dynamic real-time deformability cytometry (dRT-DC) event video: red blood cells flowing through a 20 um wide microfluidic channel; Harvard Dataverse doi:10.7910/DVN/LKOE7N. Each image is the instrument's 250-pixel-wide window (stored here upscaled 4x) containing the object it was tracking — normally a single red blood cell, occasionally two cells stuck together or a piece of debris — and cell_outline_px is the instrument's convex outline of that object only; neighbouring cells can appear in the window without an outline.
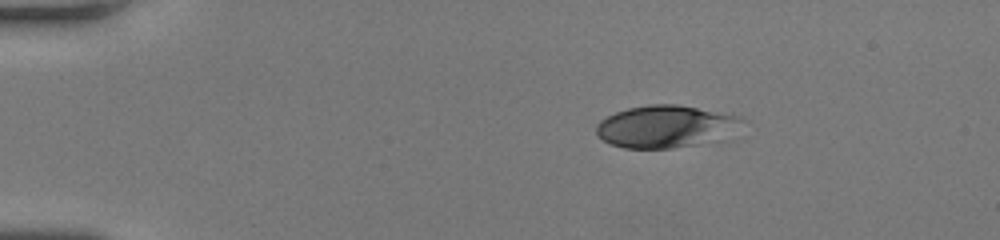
{"species": "human", "species_latin": "Homo sapiens", "temperature_condition": "room temperature", "stored_images_in_passage": 41, "camera_frame_rate_fps": 3000, "um_per_image_px": 0.085, "donor": {"sex": "female"}, "frame": {"image": 1, "passage_image": 1, "time_ms": 0.0, "image_size_px": [1000, 240], "cell_outline_px": [[740, 120], [720, 140], [672, 148], [624, 148], [608, 144], [596, 132], [596, 124], [600, 120], [616, 112], [628, 108], [648, 104], [676, 104], [740, 116]], "centroid_in_image_um": [56.46, 10.75], "position_along_channel_um": 28.5, "area_um2": 35.2}}
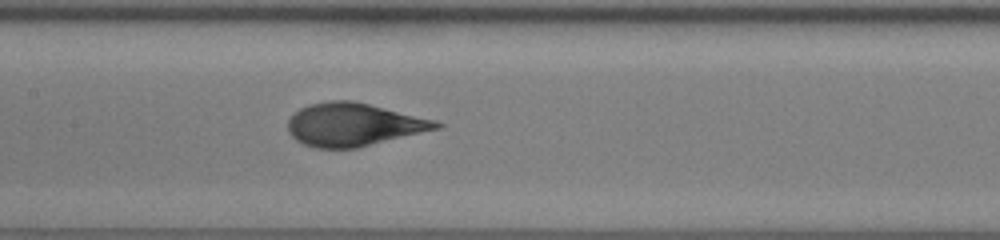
{"frame": {"image": 2, "passage_image": 17, "time_ms": 5.333, "image_size_px": [1000, 240], "cell_outline_px": [[444, 124], [440, 128], [356, 148], [316, 148], [304, 144], [296, 140], [288, 132], [288, 120], [300, 108], [308, 104], [332, 100], [352, 100], [436, 120]], "centroid_in_image_um": [30.04, 10.59], "position_along_channel_um": 177.4, "area_um2": 36.93}}
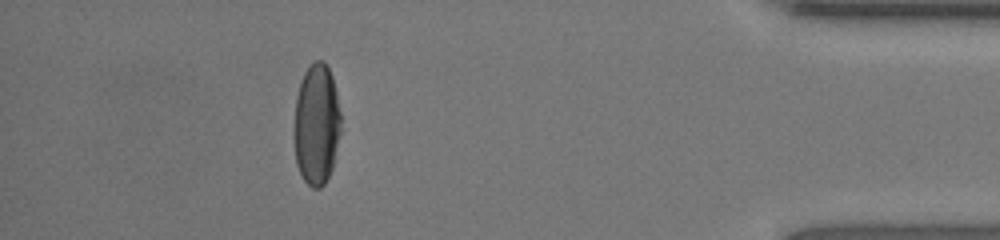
{"frame": {"image": 3, "passage_image": 36, "time_ms": 11.667, "image_size_px": [1000, 240], "cell_outline_px": [[340, 132], [332, 168], [324, 184], [320, 188], [312, 188], [304, 180], [296, 164], [292, 132], [292, 128], [296, 96], [304, 72], [316, 60], [324, 60], [332, 76], [336, 92], [340, 112]], "centroid_in_image_um": [26.87, 10.59], "position_along_channel_um": 408.3, "area_um2": 33.35}, "authors_computed_cell_mechanics": {"area_um2": 36.125, "velocity_mm_per_s": 4.357, "shape_relaxation_time_tau1_ms": 4.4175, "shape_relaxation_time_tau2_ms": null, "deformation_change_tau1": 0.2264, "deformation_change_tau2": null}}